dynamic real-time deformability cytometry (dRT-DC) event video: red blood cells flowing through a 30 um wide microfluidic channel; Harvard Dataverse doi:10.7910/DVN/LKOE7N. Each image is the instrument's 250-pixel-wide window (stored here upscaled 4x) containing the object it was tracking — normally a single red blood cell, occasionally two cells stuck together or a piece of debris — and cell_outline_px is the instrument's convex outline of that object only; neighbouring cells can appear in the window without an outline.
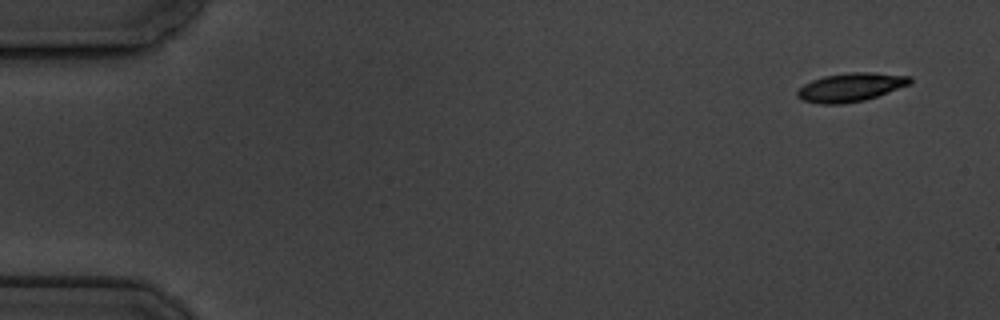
{"species": "common noctule bat (a hibernating species)", "species_latin": "Nyctalus noctula", "temperature_condition": "cold", "stored_images_in_passage": 5, "camera_frame_rate_fps": 3000, "um_per_image_px": 0.085, "animal": {"sex": "male", "body_mass_g": 19.5, "forearm_length_mm": 54.6}, "frame": {"image": 1, "passage_image": 1, "time_ms": 0.0, "image_size_px": [1000, 320], "cell_outline_px": [[912, 80], [908, 84], [888, 92], [864, 100], [840, 104], [820, 104], [804, 100], [796, 96], [796, 92], [804, 84], [812, 80], [824, 76], [848, 72], [872, 72], [912, 76]], "centroid_in_image_um": [72.29, 7.4], "position_along_channel_um": 12.7, "area_um2": 18.61}}